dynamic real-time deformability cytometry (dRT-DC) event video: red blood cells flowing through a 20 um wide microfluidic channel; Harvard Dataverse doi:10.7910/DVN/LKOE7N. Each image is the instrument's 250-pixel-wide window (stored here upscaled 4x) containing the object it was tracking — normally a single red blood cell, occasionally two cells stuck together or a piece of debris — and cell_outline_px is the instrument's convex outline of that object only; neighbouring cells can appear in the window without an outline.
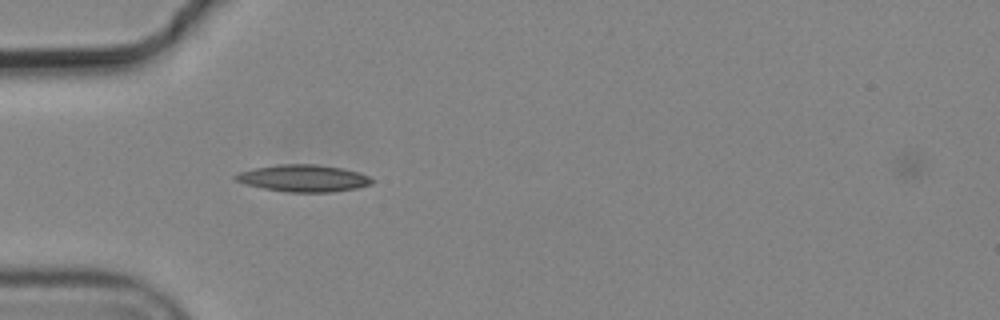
{"species": "common noctule bat (a hibernating species)", "species_latin": "Nyctalus noctula", "temperature_condition": "cold", "stored_images_in_passage": 5, "camera_frame_rate_fps": 3000, "um_per_image_px": 0.085, "animal": {"sex": "male", "body_mass_g": 19.2, "forearm_length_mm": 51.8}, "frame": {"image": 1, "passage_image": 5, "time_ms": 1.333, "image_size_px": [1000, 320], "cell_outline_px": [[376, 180], [372, 184], [356, 188], [332, 192], [288, 192], [264, 188], [248, 184], [236, 180], [232, 176], [240, 172], [252, 168], [276, 164], [316, 164], [340, 168], [356, 172], [368, 176]], "centroid_in_image_um": [25.79, 15.14], "position_along_channel_um": 59.2, "area_um2": 21.33}}